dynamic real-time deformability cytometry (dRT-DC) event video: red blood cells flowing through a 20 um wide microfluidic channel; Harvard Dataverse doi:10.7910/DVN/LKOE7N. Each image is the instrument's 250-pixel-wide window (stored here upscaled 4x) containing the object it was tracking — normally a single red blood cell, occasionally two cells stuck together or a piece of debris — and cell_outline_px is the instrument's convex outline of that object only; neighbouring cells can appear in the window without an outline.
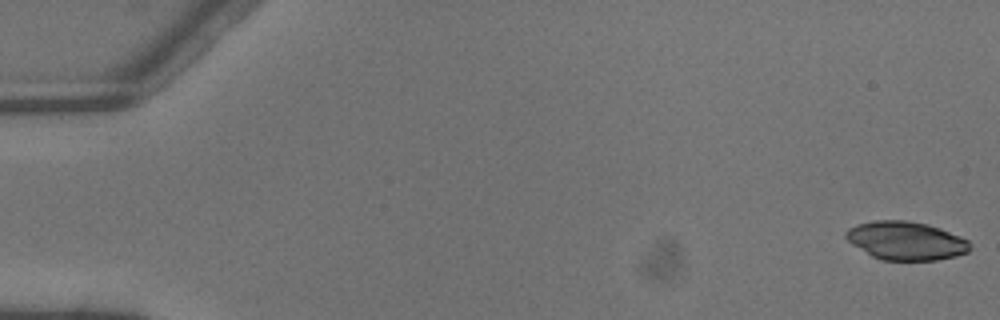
{"species": "common noctule bat (a hibernating species)", "species_latin": "Nyctalus noctula", "temperature_condition": "warm", "stored_images_in_passage": 6, "camera_frame_rate_fps": 3000, "um_per_image_px": 0.085, "animal": {"sex": "male", "body_mass_g": 13.3}, "frame": {"image": 1, "passage_image": 1, "time_ms": 0.0, "image_size_px": [1000, 320], "cell_outline_px": [[972, 248], [968, 252], [956, 256], [936, 260], [880, 260], [872, 256], [852, 244], [844, 236], [844, 232], [848, 228], [856, 224], [876, 220], [908, 220], [928, 224], [940, 228], [960, 236], [968, 240]], "centroid_in_image_um": [77.0, 20.45], "position_along_channel_um": 8.0, "area_um2": 27.98}}
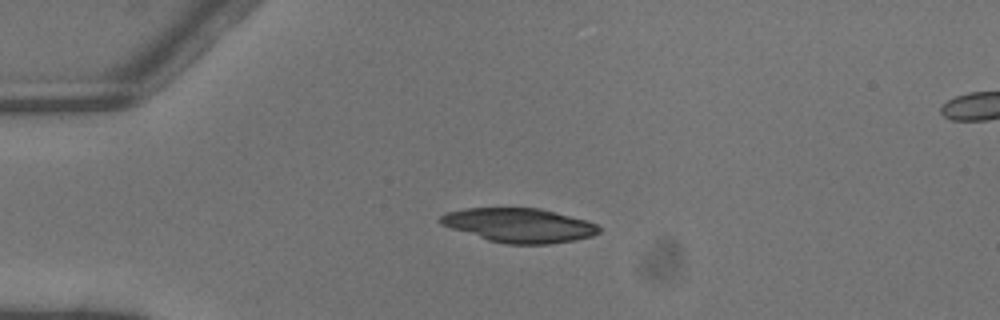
{"frame": {"image": 2, "passage_image": 4, "time_ms": 1.0, "image_size_px": [1000, 320], "cell_outline_px": [[600, 232], [592, 236], [576, 240], [548, 244], [504, 244], [488, 240], [440, 224], [440, 216], [448, 212], [464, 208], [540, 208], [584, 220], [596, 224], [600, 228]], "centroid_in_image_um": [44.13, 19.15], "position_along_channel_um": 40.9, "area_um2": 31.33}}